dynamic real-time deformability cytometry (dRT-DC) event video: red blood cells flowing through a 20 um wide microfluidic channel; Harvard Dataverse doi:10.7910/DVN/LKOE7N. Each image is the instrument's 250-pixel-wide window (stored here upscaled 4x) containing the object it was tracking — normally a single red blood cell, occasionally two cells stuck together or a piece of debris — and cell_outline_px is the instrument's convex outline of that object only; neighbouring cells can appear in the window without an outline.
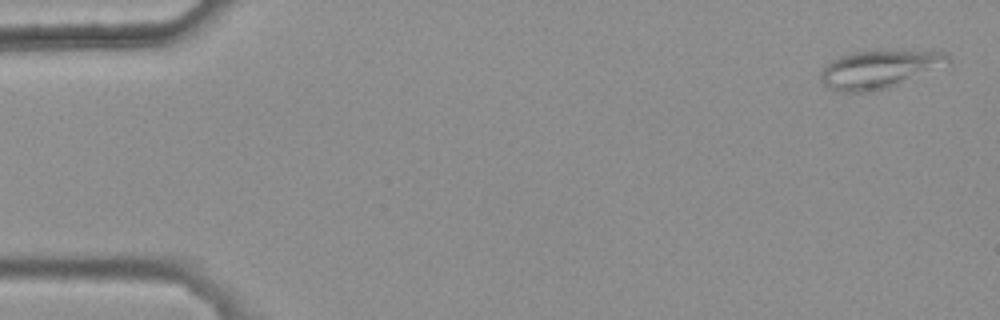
{"species": "common noctule bat (a hibernating species)", "species_latin": "Nyctalus noctula", "temperature_condition": "warm", "stored_images_in_passage": 4, "camera_frame_rate_fps": 3000, "um_per_image_px": 0.085, "animal": {"sex": "female", "body_mass_g": 25.1}, "frame": {"image": 1, "passage_image": 1, "time_ms": 0.0, "image_size_px": [1000, 320], "cell_outline_px": [[952, 68], [888, 88], [864, 92], [840, 92], [828, 88], [820, 80], [820, 72], [832, 60], [840, 56], [852, 52], [876, 48], [940, 48], [948, 52], [952, 56]], "centroid_in_image_um": [75.06, 5.8], "position_along_channel_um": 9.9, "area_um2": 31.21}}